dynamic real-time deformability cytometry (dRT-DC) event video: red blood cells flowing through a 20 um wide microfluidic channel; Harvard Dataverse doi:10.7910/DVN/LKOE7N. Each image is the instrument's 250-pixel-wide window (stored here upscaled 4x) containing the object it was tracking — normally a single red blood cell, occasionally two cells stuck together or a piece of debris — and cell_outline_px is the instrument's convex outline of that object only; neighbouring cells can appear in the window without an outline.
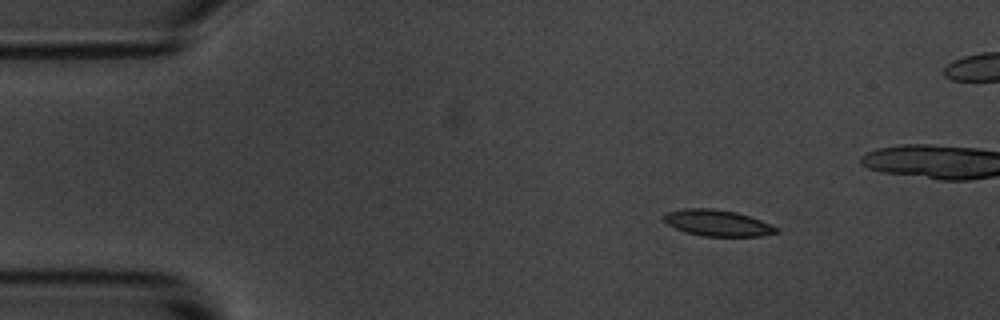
{"species": "common noctule bat (a hibernating species)", "species_latin": "Nyctalus noctula", "temperature_condition": "room temperature", "stored_images_in_passage": 5, "camera_frame_rate_fps": 3000, "um_per_image_px": 0.085, "animal": {"sex": "male", "body_mass_g": 20.1, "forearm_length_mm": 53.5}, "frame": {"image": 1, "passage_image": 2, "time_ms": 1.333, "image_size_px": [1000, 320], "cell_outline_px": [[780, 232], [760, 236], [704, 236], [684, 232], [668, 224], [664, 220], [664, 216], [668, 212], [684, 208], [712, 208], [736, 212], [760, 220], [776, 228]], "centroid_in_image_um": [60.96, 18.95], "position_along_channel_um": 24.0, "area_um2": 16.94}}